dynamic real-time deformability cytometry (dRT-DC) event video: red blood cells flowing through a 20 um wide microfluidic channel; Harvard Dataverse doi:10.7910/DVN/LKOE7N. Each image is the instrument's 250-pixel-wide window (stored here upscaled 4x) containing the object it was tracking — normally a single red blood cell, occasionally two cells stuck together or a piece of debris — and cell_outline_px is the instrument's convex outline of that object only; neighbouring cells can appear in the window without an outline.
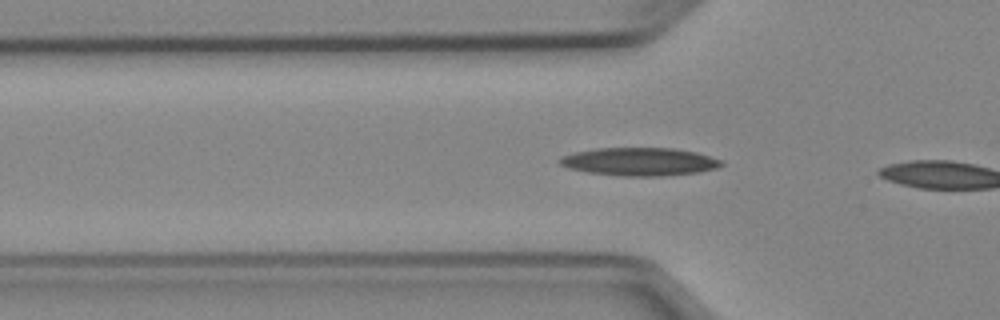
{"species": "Egyptian fruit bat (a non-hibernating species)", "species_latin": "Rousettus aegyptiacus", "temperature_condition": "cold", "stored_images_in_passage": 6, "camera_frame_rate_fps": 3000, "um_per_image_px": 0.085, "animal": {"sex": "female"}, "frame": {"image": 1, "passage_image": 4, "time_ms": 1.0, "image_size_px": [1000, 320], "cell_outline_px": [[724, 164], [716, 168], [696, 172], [660, 176], [624, 176], [588, 172], [568, 168], [560, 164], [556, 160], [560, 156], [576, 152], [596, 148], [672, 148], [696, 152], [724, 160]], "centroid_in_image_um": [54.34, 13.73], "position_along_channel_um": 71.5, "area_um2": 26.41}}